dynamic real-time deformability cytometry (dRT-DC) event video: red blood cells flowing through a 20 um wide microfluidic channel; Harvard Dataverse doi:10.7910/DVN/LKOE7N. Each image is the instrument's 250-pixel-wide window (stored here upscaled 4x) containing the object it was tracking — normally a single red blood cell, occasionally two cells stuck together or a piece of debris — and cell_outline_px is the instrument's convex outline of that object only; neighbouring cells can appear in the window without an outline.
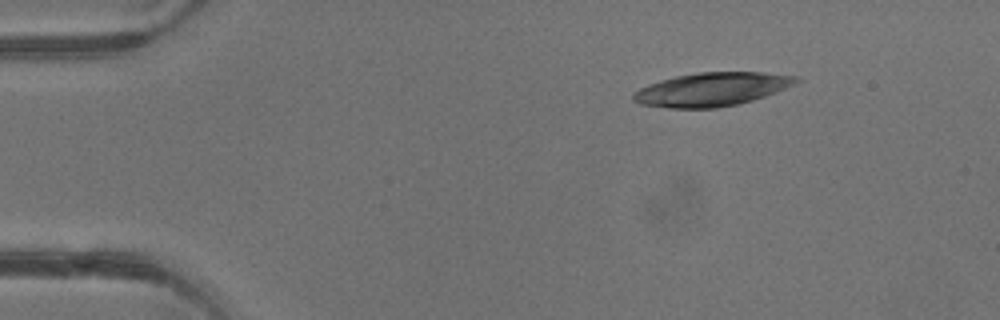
{"species": "common noctule bat (a hibernating species)", "species_latin": "Nyctalus noctula", "temperature_condition": "warm", "stored_images_in_passage": 2, "camera_frame_rate_fps": 3000, "um_per_image_px": 0.085, "animal": {"sex": "male", "body_mass_g": 13.3}, "frame": {"image": 1, "passage_image": 1, "time_ms": 0.0, "image_size_px": [1000, 320], "cell_outline_px": [[804, 80], [776, 92], [752, 100], [736, 104], [716, 108], [672, 108], [640, 104], [632, 100], [632, 96], [640, 88], [648, 84], [660, 80], [676, 76], [696, 72], [760, 72], [800, 76]], "centroid_in_image_um": [60.54, 7.58], "position_along_channel_um": 24.5, "area_um2": 31.85}}
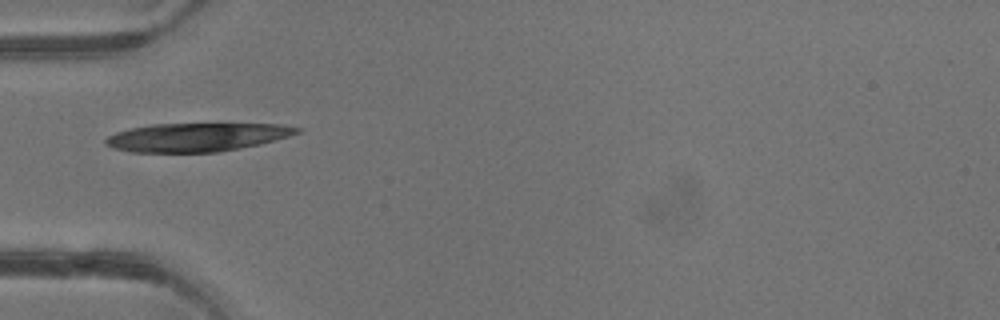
{"frame": {"image": 2, "passage_image": 2, "time_ms": 2.333, "image_size_px": [1000, 320], "cell_outline_px": [[300, 132], [288, 136], [260, 144], [216, 152], [128, 152], [112, 148], [104, 144], [104, 140], [108, 136], [116, 132], [132, 128], [152, 124], [280, 124], [300, 128]], "centroid_in_image_um": [16.66, 11.66], "position_along_channel_um": 68.3, "area_um2": 31.56}}